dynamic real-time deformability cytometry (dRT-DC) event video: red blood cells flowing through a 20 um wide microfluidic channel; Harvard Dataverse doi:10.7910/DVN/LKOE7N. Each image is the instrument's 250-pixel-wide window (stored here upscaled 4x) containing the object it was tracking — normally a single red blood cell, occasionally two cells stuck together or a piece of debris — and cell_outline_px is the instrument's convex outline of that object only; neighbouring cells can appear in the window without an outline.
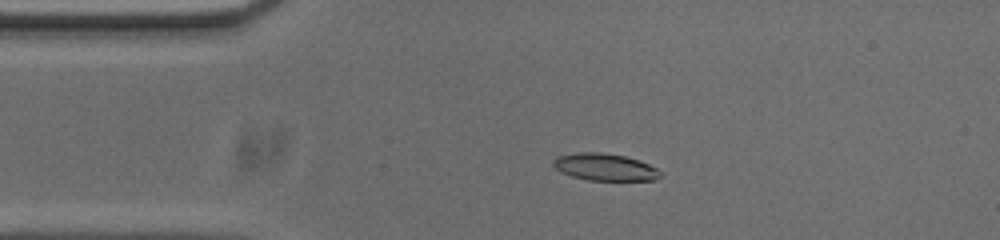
{"species": "common noctule bat (a hibernating species)", "species_latin": "Nyctalus noctula", "temperature_condition": "cold", "stored_images_in_passage": 52, "camera_frame_rate_fps": 3000, "um_per_image_px": 0.085, "animal": {"sex": "male", "body_mass_g": 20.0, "forearm_length_mm": 53.3}, "frame": {"image": 1, "passage_image": 9, "time_ms": 2.667, "image_size_px": [1000, 240], "cell_outline_px": [[660, 176], [656, 180], [588, 180], [572, 176], [560, 172], [552, 164], [552, 160], [556, 156], [580, 152], [600, 152], [624, 156], [640, 160], [656, 168], [660, 172]], "centroid_in_image_um": [51.38, 14.19], "position_along_channel_um": 33.6, "area_um2": 16.88}}
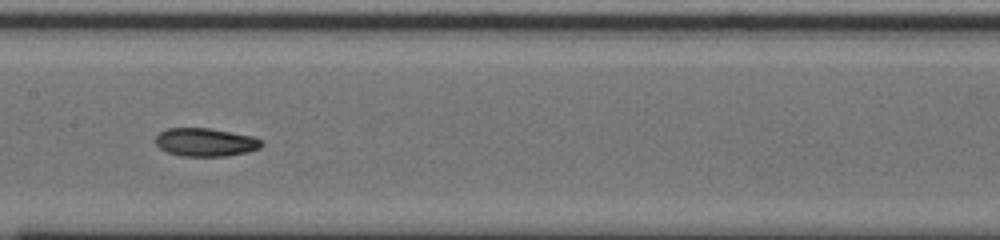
{"frame": {"image": 2, "passage_image": 24, "time_ms": 7.667, "image_size_px": [1000, 240], "cell_outline_px": [[264, 144], [260, 148], [248, 152], [228, 156], [180, 156], [168, 152], [160, 148], [156, 144], [156, 136], [160, 132], [168, 128], [208, 128], [252, 136], [260, 140]], "centroid_in_image_um": [17.47, 12.1], "position_along_channel_um": 189.9, "area_um2": 17.4}}
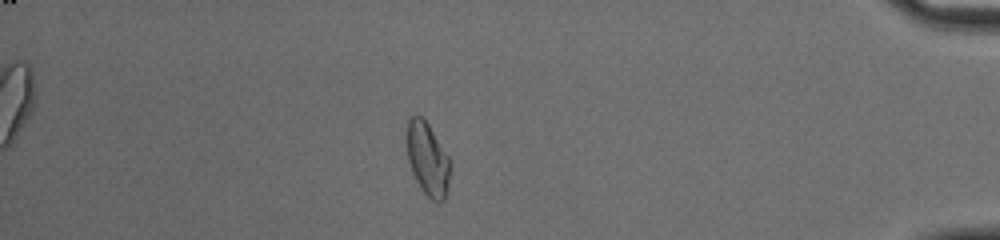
{"frame": {"image": 3, "passage_image": 45, "time_ms": 14.667, "image_size_px": [1000, 240], "cell_outline_px": [[452, 164], [448, 192], [444, 200], [440, 204], [432, 200], [424, 192], [416, 180], [412, 172], [408, 160], [404, 140], [408, 120], [416, 112], [428, 124], [448, 156]], "centroid_in_image_um": [36.34, 13.52], "position_along_channel_um": 398.9, "area_um2": 19.07}, "authors_computed_cell_mechanics": {"area_um2": 17.629, "velocity_mm_per_s": 3.7005, "shape_relaxation_time_tau1_ms": 7.1621, "shape_relaxation_time_tau2_ms": 7.6606, "deformation_change_tau1": 0.1924, "deformation_change_tau2": 0.1123}}